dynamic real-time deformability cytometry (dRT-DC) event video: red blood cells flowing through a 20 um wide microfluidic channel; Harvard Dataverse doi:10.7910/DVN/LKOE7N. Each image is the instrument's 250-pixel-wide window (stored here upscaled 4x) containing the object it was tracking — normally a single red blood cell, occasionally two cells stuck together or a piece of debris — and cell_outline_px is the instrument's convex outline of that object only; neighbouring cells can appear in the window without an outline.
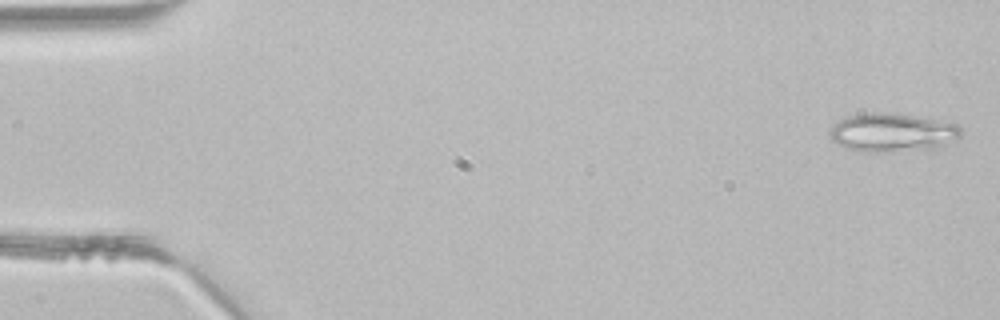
{"species": "common noctule bat (a hibernating species)", "species_latin": "Nyctalus noctula", "temperature_condition": "room temperature", "stored_images_in_passage": 4, "camera_frame_rate_fps": 3000, "um_per_image_px": 0.085, "animal": {"sex": "male", "body_mass_g": 21.5, "forearm_length_mm": 52.0}, "frame": {"image": 1, "passage_image": 1, "time_ms": 0.0, "image_size_px": [1000, 320], "cell_outline_px": [[964, 132], [960, 136], [932, 148], [884, 152], [856, 152], [844, 148], [836, 144], [832, 140], [828, 132], [832, 124], [844, 116], [860, 112], [896, 112], [960, 124]], "centroid_in_image_um": [75.75, 11.23], "position_along_channel_um": 9.2, "area_um2": 30.17}}